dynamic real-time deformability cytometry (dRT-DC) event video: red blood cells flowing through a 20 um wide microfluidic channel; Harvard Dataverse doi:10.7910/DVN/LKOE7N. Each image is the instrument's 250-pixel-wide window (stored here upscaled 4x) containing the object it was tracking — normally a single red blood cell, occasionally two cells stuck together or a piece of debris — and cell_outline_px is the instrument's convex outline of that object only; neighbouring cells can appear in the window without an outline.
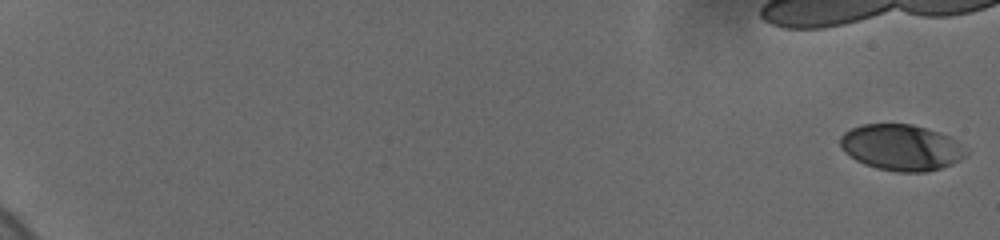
{"species": "human", "species_latin": "Homo sapiens", "temperature_condition": "cold", "stored_images_in_passage": 32, "camera_frame_rate_fps": 3000, "um_per_image_px": 0.085, "donor": {"sex": "female"}, "frame": {"image": 1, "passage_image": 1, "time_ms": 0.0, "image_size_px": [1000, 240], "cell_outline_px": [[968, 156], [952, 164], [928, 172], [896, 172], [876, 168], [864, 164], [856, 160], [844, 152], [840, 144], [840, 136], [844, 132], [860, 124], [912, 124], [928, 128], [940, 132], [956, 140], [968, 148]], "centroid_in_image_um": [76.64, 12.54], "position_along_channel_um": 8.4, "area_um2": 34.22}}
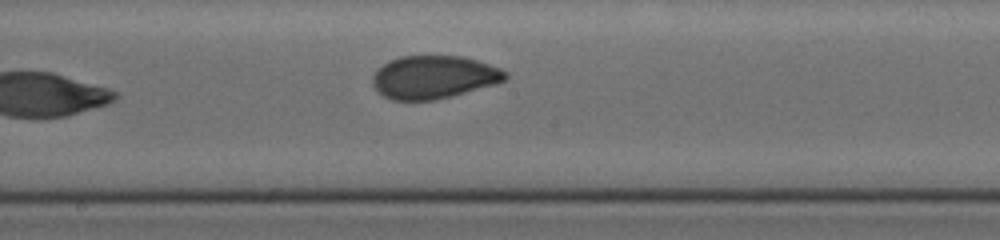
{"frame": {"image": 2, "passage_image": 32, "time_ms": 12.667, "image_size_px": [1000, 240], "cell_outline_px": [[508, 76], [504, 80], [496, 84], [452, 96], [436, 100], [392, 100], [384, 96], [372, 84], [372, 76], [388, 60], [400, 56], [460, 56], [476, 60], [500, 68], [508, 72]], "centroid_in_image_um": [36.88, 6.56], "position_along_channel_um": 211.3, "area_um2": 33.18}}